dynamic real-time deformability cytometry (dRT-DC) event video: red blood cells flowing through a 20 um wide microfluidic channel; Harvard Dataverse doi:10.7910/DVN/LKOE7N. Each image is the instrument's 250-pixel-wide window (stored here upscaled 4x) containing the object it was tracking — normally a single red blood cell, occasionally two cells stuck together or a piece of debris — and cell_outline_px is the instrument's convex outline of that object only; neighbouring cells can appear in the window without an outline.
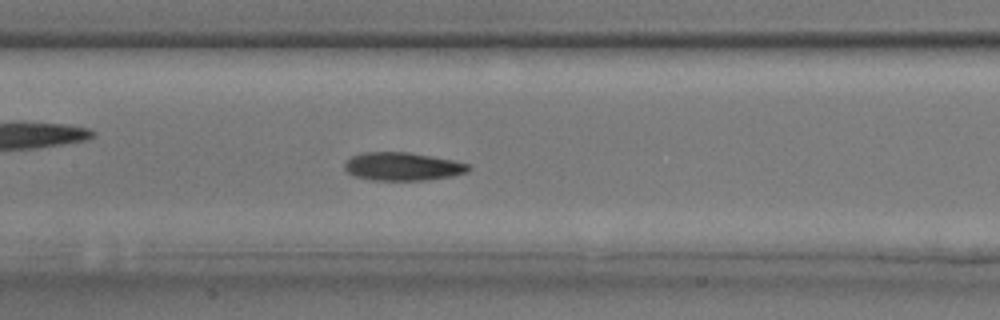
{"species": "common noctule bat (a hibernating species)", "species_latin": "Nyctalus noctula", "temperature_condition": "room temperature", "stored_images_in_passage": 25, "camera_frame_rate_fps": 3000, "um_per_image_px": 0.085, "animal": {"sex": "male", "body_mass_g": 17.9, "forearm_length_mm": 54.2}, "frame": {"image": 1, "passage_image": 11, "time_ms": 3.333, "image_size_px": [1000, 320], "cell_outline_px": [[472, 168], [468, 172], [452, 176], [424, 180], [372, 180], [356, 176], [348, 172], [344, 168], [344, 164], [352, 156], [364, 152], [408, 152], [432, 156], [452, 160], [468, 164]], "centroid_in_image_um": [34.24, 14.15], "position_along_channel_um": 173.2, "area_um2": 20.23}}
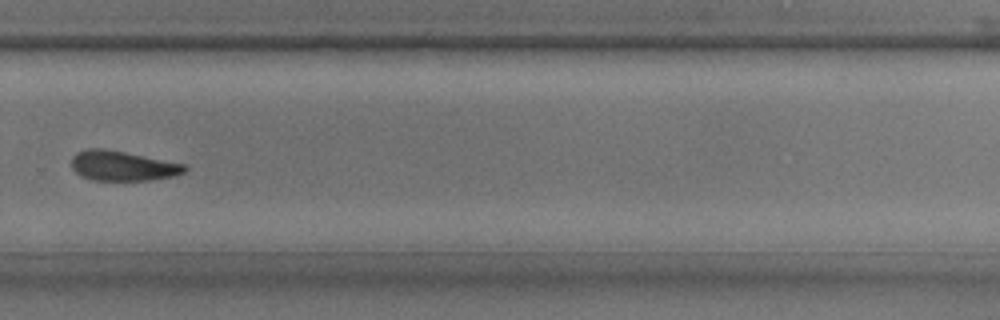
{"frame": {"image": 2, "passage_image": 18, "time_ms": 5.667, "image_size_px": [1000, 320], "cell_outline_px": [[188, 168], [184, 172], [172, 176], [148, 180], [92, 180], [80, 176], [72, 168], [72, 156], [76, 152], [88, 148], [104, 148], [188, 164]], "centroid_in_image_um": [10.42, 14.08], "position_along_channel_um": 319.4, "area_um2": 19.83}}